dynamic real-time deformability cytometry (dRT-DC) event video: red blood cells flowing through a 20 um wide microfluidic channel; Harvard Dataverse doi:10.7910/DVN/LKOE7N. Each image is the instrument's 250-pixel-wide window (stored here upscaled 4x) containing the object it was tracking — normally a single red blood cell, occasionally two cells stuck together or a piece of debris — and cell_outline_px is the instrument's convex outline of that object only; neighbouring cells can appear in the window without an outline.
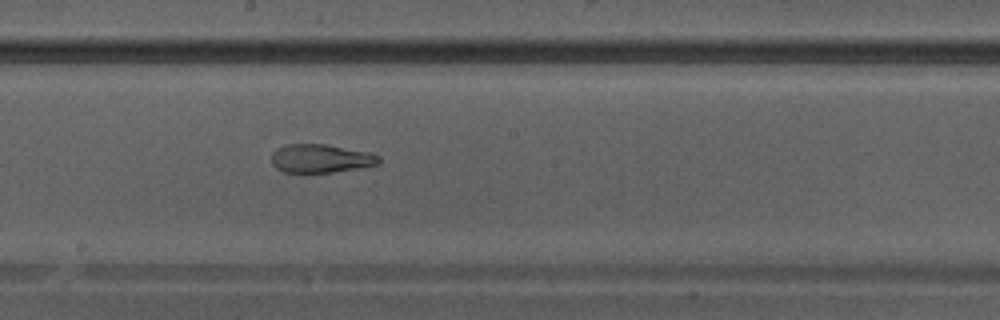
{"species": "Egyptian fruit bat (a non-hibernating species)", "species_latin": "Rousettus aegyptiacus", "temperature_condition": "warm", "stored_images_in_passage": 40, "camera_frame_rate_fps": 3000, "um_per_image_px": 0.085, "animal": {"sex": "male"}, "frame": {"image": 1, "passage_image": 23, "time_ms": 7.333, "image_size_px": [1000, 320], "cell_outline_px": [[380, 164], [360, 168], [332, 172], [284, 172], [276, 168], [272, 164], [272, 152], [276, 148], [288, 144], [324, 144], [372, 152], [380, 156]], "centroid_in_image_um": [27.29, 13.46], "position_along_channel_um": 220.9, "area_um2": 17.98}}